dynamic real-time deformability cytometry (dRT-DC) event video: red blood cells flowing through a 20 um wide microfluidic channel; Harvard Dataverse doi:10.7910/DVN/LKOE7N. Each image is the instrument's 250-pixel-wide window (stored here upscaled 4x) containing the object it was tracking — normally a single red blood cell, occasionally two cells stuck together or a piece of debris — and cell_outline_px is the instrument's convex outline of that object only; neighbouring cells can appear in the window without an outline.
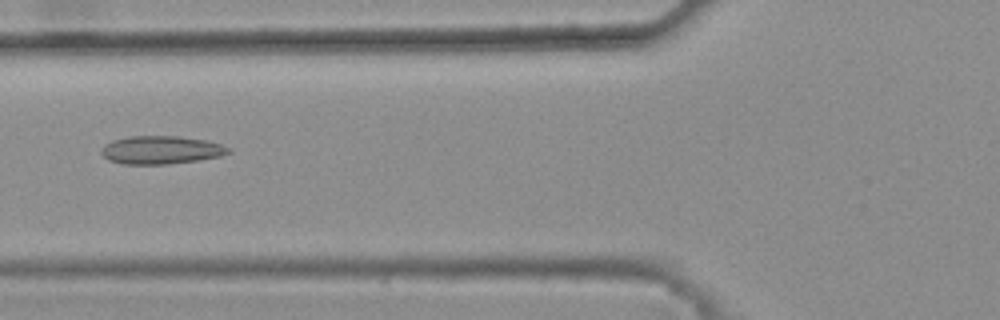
{"species": "common noctule bat (a hibernating species)", "species_latin": "Nyctalus noctula", "temperature_condition": "warm", "stored_images_in_passage": 47, "camera_frame_rate_fps": 3000, "um_per_image_px": 0.085, "animal": {"sex": "female", "body_mass_g": 25.1}, "frame": {"image": 1, "passage_image": 20, "time_ms": 6.333, "image_size_px": [1000, 320], "cell_outline_px": [[232, 152], [220, 156], [200, 160], [164, 164], [124, 164], [108, 160], [100, 152], [100, 148], [104, 144], [112, 140], [128, 136], [180, 136], [204, 140], [220, 144], [232, 148]], "centroid_in_image_um": [13.68, 12.74], "position_along_channel_um": 112.1, "area_um2": 20.98}}
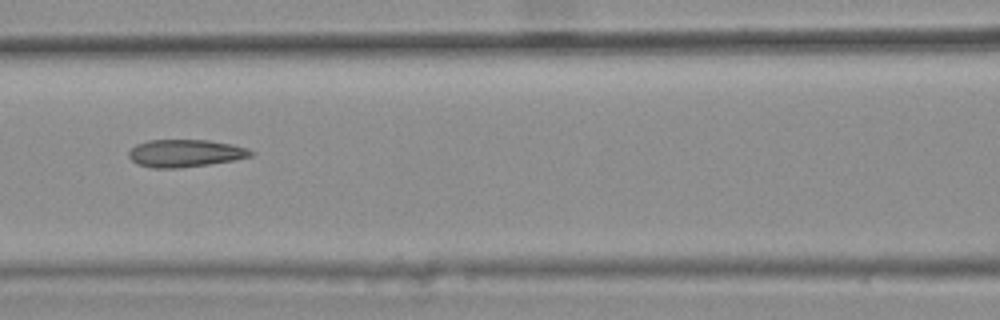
{"frame": {"image": 2, "passage_image": 23, "time_ms": 7.333, "image_size_px": [1000, 320], "cell_outline_px": [[256, 152], [252, 156], [232, 160], [208, 164], [180, 168], [152, 168], [136, 164], [128, 156], [128, 152], [136, 144], [148, 140], [208, 140], [232, 144], [248, 148]], "centroid_in_image_um": [15.74, 13.02], "position_along_channel_um": 150.9, "area_um2": 19.65}}
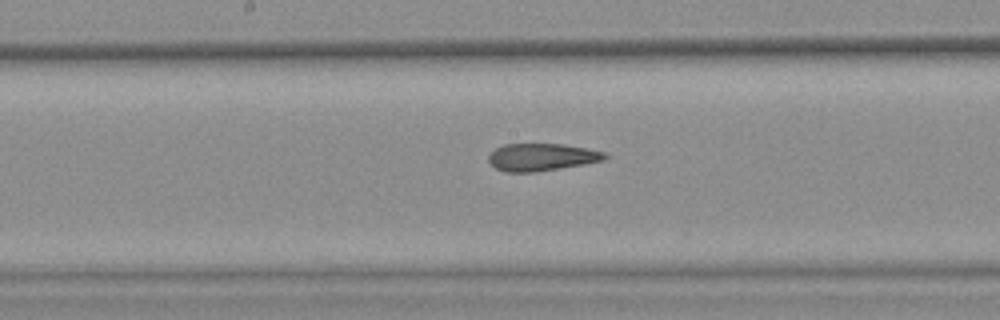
{"frame": {"image": 3, "passage_image": 27, "time_ms": 8.667, "image_size_px": [1000, 320], "cell_outline_px": [[608, 156], [604, 160], [584, 164], [536, 172], [504, 172], [496, 168], [488, 160], [488, 156], [496, 148], [504, 144], [564, 144], [604, 152]], "centroid_in_image_um": [46.02, 13.36], "position_along_channel_um": 202.2, "area_um2": 18.44}, "authors_computed_cell_mechanics": {"area_um2": 19.5942, "velocity_mm_per_s": 3.8617, "shape_relaxation_time_tau1_ms": null, "shape_relaxation_time_tau2_ms": 2.188, "deformation_change_tau1": null, "deformation_change_tau2": 0.1185}}